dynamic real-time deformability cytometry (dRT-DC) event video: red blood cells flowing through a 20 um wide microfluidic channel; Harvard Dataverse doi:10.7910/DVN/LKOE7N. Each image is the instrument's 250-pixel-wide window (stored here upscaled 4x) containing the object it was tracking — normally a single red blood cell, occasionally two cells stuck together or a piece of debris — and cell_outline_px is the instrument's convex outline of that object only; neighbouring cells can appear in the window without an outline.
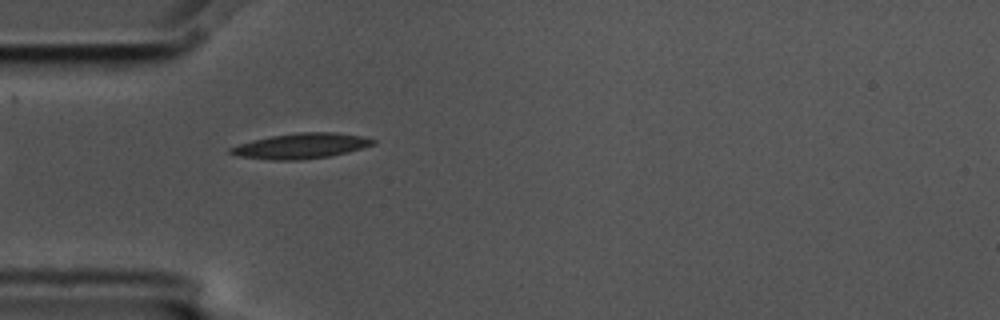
{"species": "common noctule bat (a hibernating species)", "species_latin": "Nyctalus noctula", "temperature_condition": "cold", "stored_images_in_passage": 36, "camera_frame_rate_fps": 3000, "um_per_image_px": 0.085, "animal": {"sex": "male", "body_mass_g": 17.5, "forearm_length_mm": 52.3}, "frame": {"image": 1, "passage_image": 1, "time_ms": 0.0, "image_size_px": [1000, 320], "cell_outline_px": [[376, 144], [348, 152], [328, 156], [300, 160], [268, 160], [240, 156], [228, 152], [228, 148], [252, 140], [272, 136], [300, 132], [336, 132], [364, 136], [376, 140]], "centroid_in_image_um": [25.62, 12.4], "position_along_channel_um": 59.4, "area_um2": 21.04}}
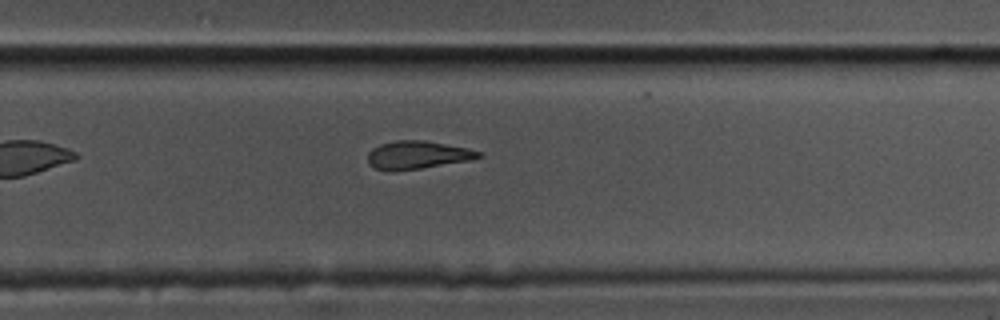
{"frame": {"image": 2, "passage_image": 21, "time_ms": 6.667, "image_size_px": [1000, 320], "cell_outline_px": [[484, 156], [472, 160], [420, 168], [376, 168], [368, 164], [368, 152], [372, 148], [380, 144], [396, 140], [424, 140], [468, 148], [480, 152]], "centroid_in_image_um": [35.54, 13.13], "position_along_channel_um": 294.3, "area_um2": 17.57}, "authors_computed_cell_mechanics": {"area_um2": 19.2763, "velocity_mm_per_s": 3.5647, "shape_relaxation_time_tau1_ms": 5.7982, "shape_relaxation_time_tau2_ms": 6.9029, "deformation_change_tau1": 0.163, "deformation_change_tau2": 0.1405}}